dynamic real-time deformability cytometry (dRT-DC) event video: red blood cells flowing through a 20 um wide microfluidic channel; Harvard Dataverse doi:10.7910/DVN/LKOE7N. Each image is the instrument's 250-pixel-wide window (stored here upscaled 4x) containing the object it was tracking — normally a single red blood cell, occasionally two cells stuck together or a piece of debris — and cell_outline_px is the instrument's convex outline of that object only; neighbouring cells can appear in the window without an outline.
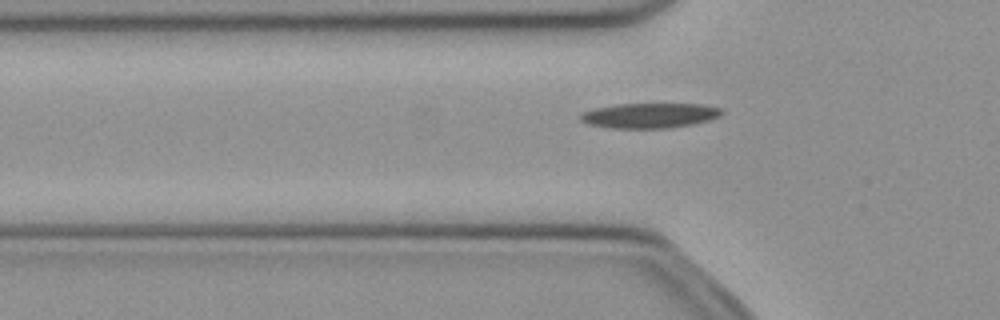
{"species": "common noctule bat (a hibernating species)", "species_latin": "Nyctalus noctula", "temperature_condition": "cold", "stored_images_in_passage": 37, "camera_frame_rate_fps": 3000, "um_per_image_px": 0.085, "animal": {"sex": "female", "body_mass_g": 21.9}, "frame": {"image": 1, "passage_image": 9, "time_ms": 2.667, "image_size_px": [1000, 320], "cell_outline_px": [[724, 112], [720, 116], [708, 120], [692, 124], [668, 128], [612, 128], [588, 124], [580, 120], [580, 112], [596, 108], [616, 104], [700, 104], [720, 108]], "centroid_in_image_um": [55.19, 9.82], "position_along_channel_um": 70.6, "area_um2": 20.52}}
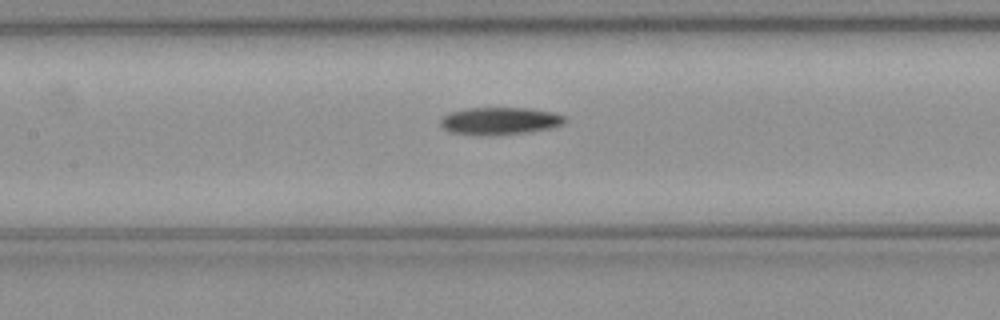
{"frame": {"image": 2, "passage_image": 16, "time_ms": 5.0, "image_size_px": [1000, 320], "cell_outline_px": [[564, 124], [552, 128], [524, 132], [488, 136], [452, 132], [444, 128], [440, 124], [440, 120], [448, 112], [468, 108], [528, 108], [556, 112], [564, 116]], "centroid_in_image_um": [42.49, 10.27], "position_along_channel_um": 164.9, "area_um2": 19.83}}
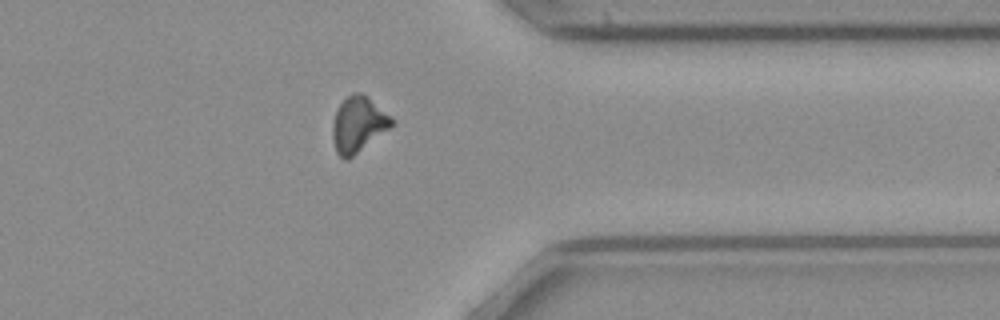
{"frame": {"image": 3, "passage_image": 33, "time_ms": 10.667, "image_size_px": [1000, 320], "cell_outline_px": [[396, 124], [348, 160], [344, 160], [336, 152], [332, 136], [332, 124], [336, 112], [340, 104], [352, 92], [364, 92], [392, 116], [396, 120]], "centroid_in_image_um": [30.49, 10.56], "position_along_channel_um": 380.9, "area_um2": 19.59}}